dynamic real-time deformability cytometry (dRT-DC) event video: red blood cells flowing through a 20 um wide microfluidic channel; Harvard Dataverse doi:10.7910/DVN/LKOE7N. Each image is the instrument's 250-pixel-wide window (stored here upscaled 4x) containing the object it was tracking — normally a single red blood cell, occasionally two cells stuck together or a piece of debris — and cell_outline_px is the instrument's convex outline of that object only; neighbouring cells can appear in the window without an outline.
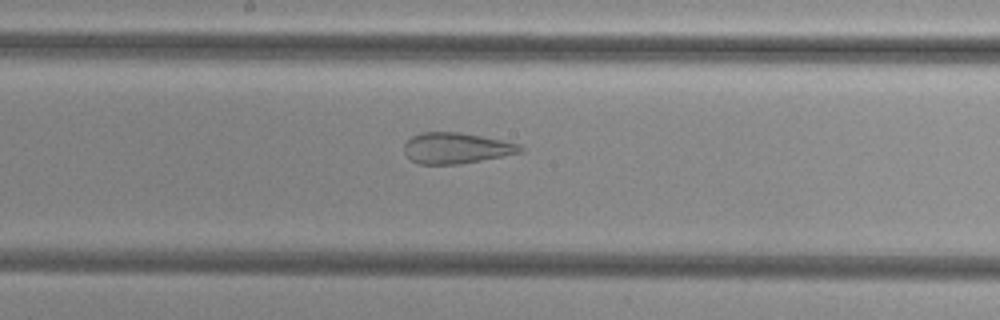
{"species": "common noctule bat (a hibernating species)", "species_latin": "Nyctalus noctula", "temperature_condition": "cold", "stored_images_in_passage": 37, "camera_frame_rate_fps": 3000, "um_per_image_px": 0.085, "animal": {"sex": "female", "body_mass_g": 29.2, "forearm_length_mm": 56.3}, "frame": {"image": 1, "passage_image": 12, "time_ms": 3.667, "image_size_px": [1000, 320], "cell_outline_px": [[524, 152], [504, 156], [460, 164], [420, 164], [412, 160], [404, 152], [404, 144], [412, 136], [420, 132], [456, 132], [480, 136], [520, 144], [524, 148]], "centroid_in_image_um": [38.79, 12.59], "position_along_channel_um": 209.4, "area_um2": 20.81}}
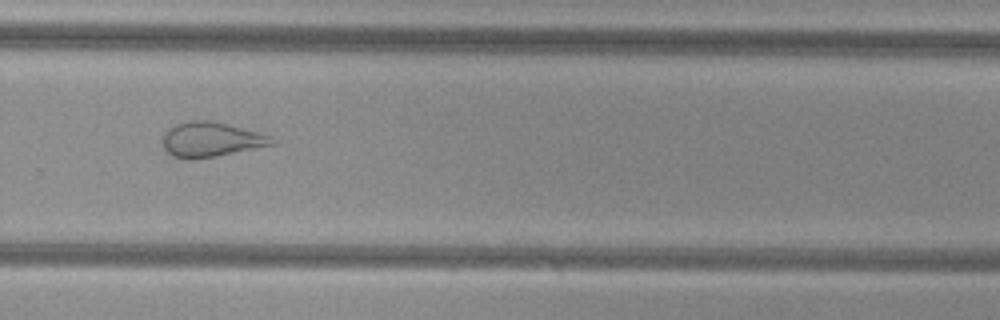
{"frame": {"image": 2, "passage_image": 20, "time_ms": 6.333, "image_size_px": [1000, 320], "cell_outline_px": [[276, 144], [216, 156], [192, 160], [188, 160], [172, 156], [164, 148], [164, 132], [168, 128], [176, 124], [192, 120], [208, 120], [260, 132], [272, 136]], "centroid_in_image_um": [17.94, 11.87], "position_along_channel_um": 311.9, "area_um2": 22.08}}
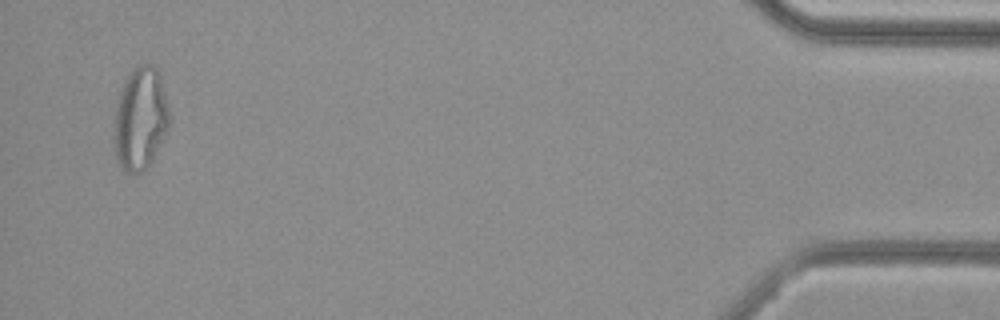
{"frame": {"image": 3, "passage_image": 35, "time_ms": 11.333, "image_size_px": [1000, 320], "cell_outline_px": [[168, 128], [152, 160], [136, 176], [124, 172], [116, 160], [112, 136], [116, 100], [120, 88], [128, 72], [140, 64], [152, 64], [156, 68], [160, 76], [168, 108]], "centroid_in_image_um": [11.86, 10.1], "position_along_channel_um": 423.3, "area_um2": 33.52}, "authors_computed_cell_mechanics": {"area_um2": 25.2586, "velocity_mm_per_s": 3.848, "shape_relaxation_time_tau1_ms": null, "shape_relaxation_time_tau2_ms": 1.3294, "deformation_change_tau1": null, "deformation_change_tau2": 0.1055}}